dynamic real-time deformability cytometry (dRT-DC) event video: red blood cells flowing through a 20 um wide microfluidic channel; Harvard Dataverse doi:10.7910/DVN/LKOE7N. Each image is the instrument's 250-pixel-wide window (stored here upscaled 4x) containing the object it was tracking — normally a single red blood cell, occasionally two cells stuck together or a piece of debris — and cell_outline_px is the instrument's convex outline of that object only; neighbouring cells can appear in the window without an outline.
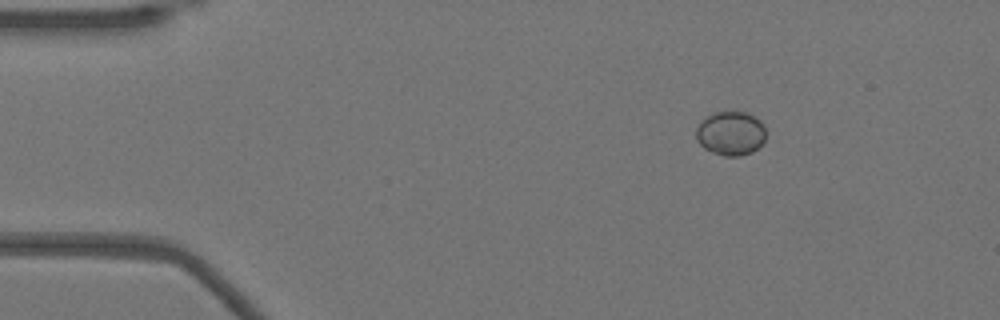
{"species": "Egyptian fruit bat (a non-hibernating species)", "species_latin": "Rousettus aegyptiacus", "temperature_condition": "warm", "stored_images_in_passage": 45, "camera_frame_rate_fps": 3000, "um_per_image_px": 0.085, "animal": {"sex": "female"}, "frame": {"image": 1, "passage_image": 1, "time_ms": 0.0, "image_size_px": [1000, 320], "cell_outline_px": [[764, 140], [752, 152], [740, 156], [724, 156], [712, 152], [704, 148], [696, 140], [696, 128], [708, 116], [716, 112], [744, 112], [760, 120], [764, 124]], "centroid_in_image_um": [62.1, 11.35], "position_along_channel_um": 22.9, "area_um2": 17.63}}
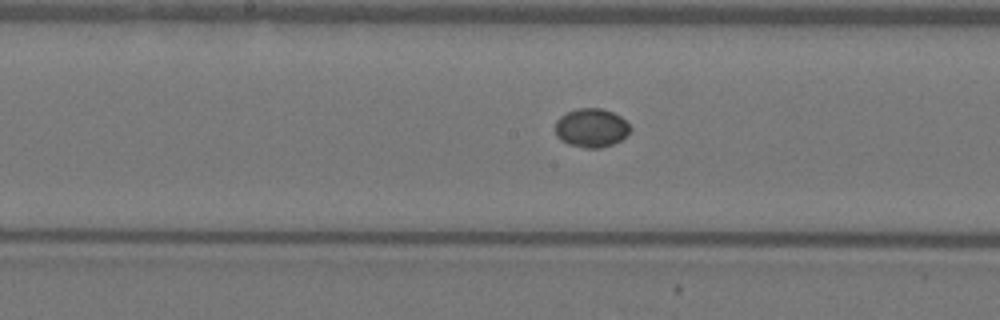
{"frame": {"image": 2, "passage_image": 20, "time_ms": 6.333, "image_size_px": [1000, 320], "cell_outline_px": [[632, 128], [620, 140], [612, 144], [600, 148], [584, 148], [568, 144], [560, 140], [556, 136], [556, 120], [560, 116], [576, 108], [600, 108], [612, 112], [620, 116]], "centroid_in_image_um": [50.23, 10.87], "position_along_channel_um": 198.0, "area_um2": 16.88}}
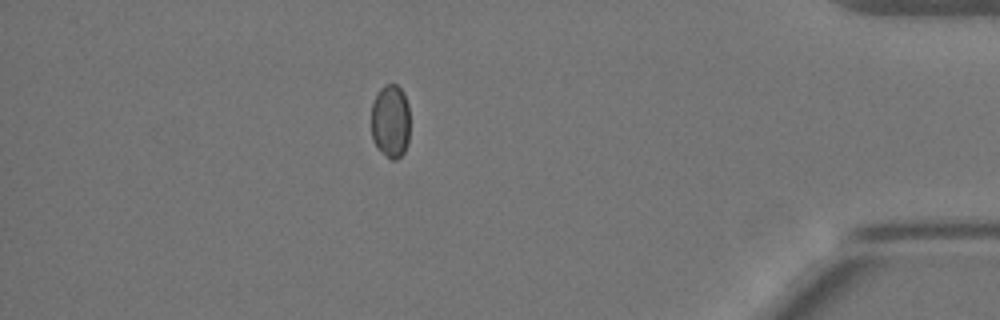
{"frame": {"image": 3, "passage_image": 39, "time_ms": 12.667, "image_size_px": [1000, 320], "cell_outline_px": [[408, 144], [404, 152], [396, 160], [392, 160], [376, 148], [372, 140], [372, 104], [380, 88], [384, 84], [396, 84], [404, 92], [408, 104]], "centroid_in_image_um": [33.19, 10.31], "position_along_channel_um": 402.0, "area_um2": 16.65}, "authors_computed_cell_mechanics": {"area_um2": 16.9932, "velocity_mm_per_s": 3.9034, "shape_relaxation_time_tau1_ms": 5.2351, "shape_relaxation_time_tau2_ms": null, "deformation_change_tau1": 0.0521, "deformation_change_tau2": null}}